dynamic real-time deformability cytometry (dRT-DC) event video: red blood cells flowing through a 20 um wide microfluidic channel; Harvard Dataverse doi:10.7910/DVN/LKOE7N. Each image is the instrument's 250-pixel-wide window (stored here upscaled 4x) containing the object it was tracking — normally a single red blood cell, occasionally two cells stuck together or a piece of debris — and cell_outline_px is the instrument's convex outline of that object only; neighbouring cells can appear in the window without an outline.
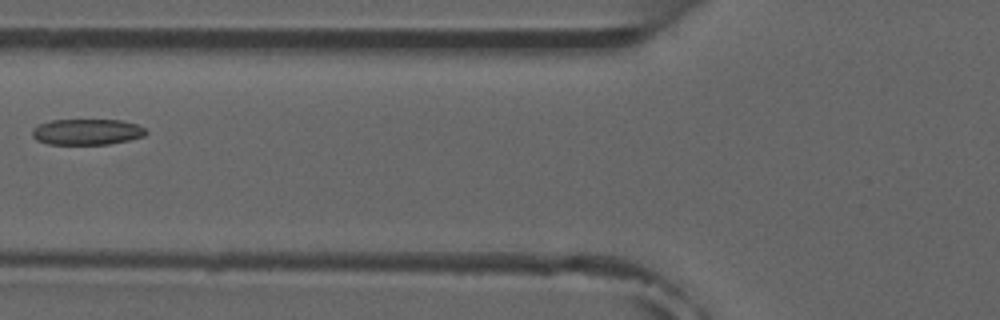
{"species": "common noctule bat (a hibernating species)", "species_latin": "Nyctalus noctula", "temperature_condition": "room temperature", "stored_images_in_passage": 6, "camera_frame_rate_fps": 3000, "um_per_image_px": 0.085, "animal": {"sex": "male", "forearm_length_mm": 52.5}, "frame": {"image": 1, "passage_image": 6, "time_ms": 6.667, "image_size_px": [1000, 320], "cell_outline_px": [[148, 132], [144, 136], [128, 140], [108, 144], [48, 144], [36, 140], [32, 136], [32, 128], [40, 124], [52, 120], [120, 120], [136, 124], [144, 128]], "centroid_in_image_um": [7.37, 11.21], "position_along_channel_um": 118.4, "area_um2": 17.11}}